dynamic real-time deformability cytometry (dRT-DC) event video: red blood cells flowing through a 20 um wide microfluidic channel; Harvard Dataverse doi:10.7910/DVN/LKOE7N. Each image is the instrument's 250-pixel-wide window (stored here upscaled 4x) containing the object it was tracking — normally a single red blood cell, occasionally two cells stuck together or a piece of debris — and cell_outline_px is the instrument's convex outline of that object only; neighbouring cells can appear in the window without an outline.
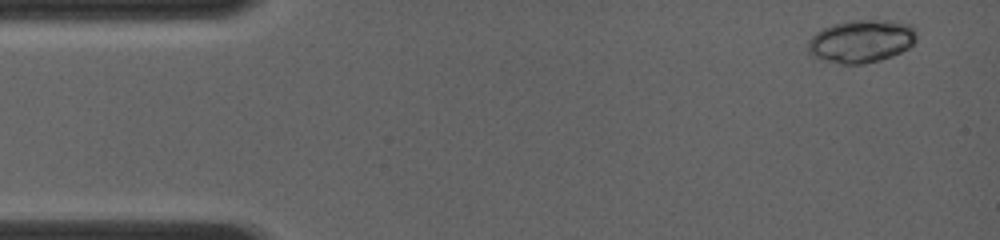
{"species": "common noctule bat (a hibernating species)", "species_latin": "Nyctalus noctula", "temperature_condition": "room temperature", "stored_images_in_passage": 24, "camera_frame_rate_fps": 4000, "um_per_image_px": 0.085, "animal": {"sex": "female", "body_mass_g": 19.0, "forearm_length_mm": 56.7}, "frame": {"image": 1, "passage_image": 1, "time_ms": 0.0, "image_size_px": [1000, 240], "cell_outline_px": [[916, 40], [908, 48], [892, 56], [880, 60], [864, 64], [840, 64], [824, 60], [812, 56], [808, 52], [808, 40], [816, 32], [832, 24], [848, 20], [888, 20], [912, 24], [916, 28]], "centroid_in_image_um": [73.22, 3.49], "position_along_channel_um": 11.8, "area_um2": 27.4}}
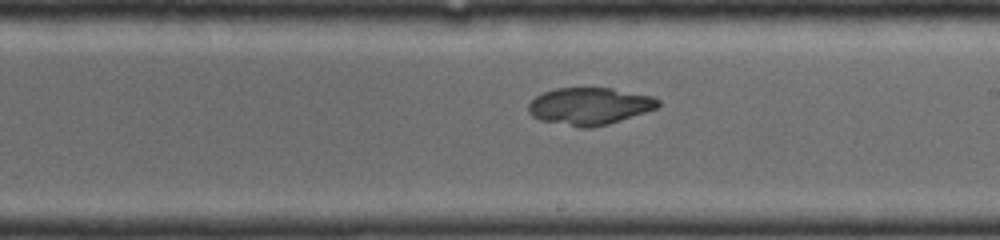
{"frame": {"image": 2, "passage_image": 15, "time_ms": 7.5, "image_size_px": [1000, 240], "cell_outline_px": [[660, 104], [656, 108], [608, 124], [592, 128], [580, 128], [540, 120], [532, 116], [528, 112], [528, 104], [536, 96], [544, 92], [556, 88], [612, 88], [652, 96], [660, 100]], "centroid_in_image_um": [50.08, 9.02], "position_along_channel_um": 238.9, "area_um2": 28.03}}
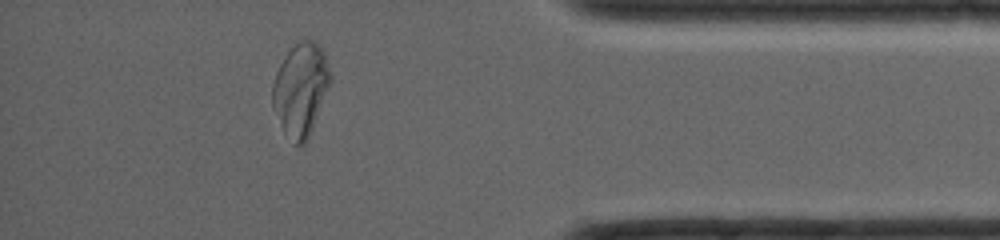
{"frame": {"image": 3, "passage_image": 24, "time_ms": 11.75, "image_size_px": [1000, 240], "cell_outline_px": [[332, 80], [312, 128], [304, 144], [296, 144], [284, 128], [272, 108], [272, 84], [276, 72], [280, 64], [288, 52], [300, 40], [312, 40], [324, 52], [332, 72]], "centroid_in_image_um": [25.58, 7.54], "position_along_channel_um": 409.6, "area_um2": 30.63}}